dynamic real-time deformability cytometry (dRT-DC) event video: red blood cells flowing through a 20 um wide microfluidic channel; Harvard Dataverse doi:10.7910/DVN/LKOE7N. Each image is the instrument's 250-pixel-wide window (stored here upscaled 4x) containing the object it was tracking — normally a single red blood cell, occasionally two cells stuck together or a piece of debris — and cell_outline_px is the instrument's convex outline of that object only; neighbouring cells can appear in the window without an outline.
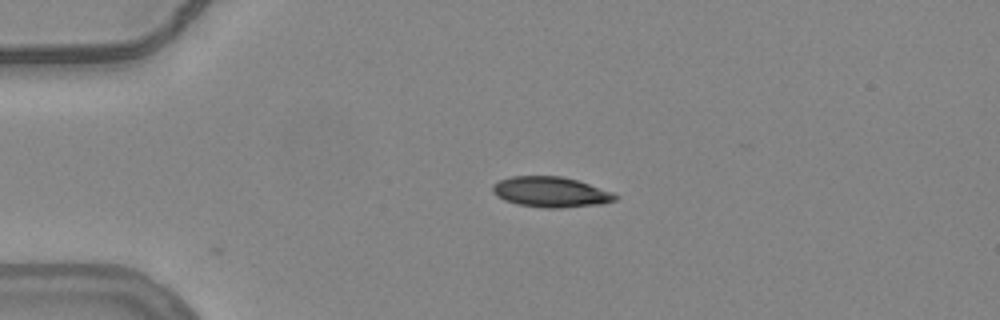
{"species": "common noctule bat (a hibernating species)", "species_latin": "Nyctalus noctula", "temperature_condition": "warm", "stored_images_in_passage": 5, "camera_frame_rate_fps": 3000, "um_per_image_px": 0.085, "animal": {"sex": "female", "body_mass_g": 24.6, "forearm_length_mm": 56.2}, "frame": {"image": 1, "passage_image": 1, "time_ms": 0.0, "image_size_px": [1000, 320], "cell_outline_px": [[620, 196], [616, 200], [604, 204], [560, 208], [544, 208], [516, 204], [504, 200], [496, 196], [492, 192], [492, 184], [500, 180], [512, 176], [564, 176], [612, 192]], "centroid_in_image_um": [46.81, 16.33], "position_along_channel_um": 38.2, "area_um2": 21.91}}